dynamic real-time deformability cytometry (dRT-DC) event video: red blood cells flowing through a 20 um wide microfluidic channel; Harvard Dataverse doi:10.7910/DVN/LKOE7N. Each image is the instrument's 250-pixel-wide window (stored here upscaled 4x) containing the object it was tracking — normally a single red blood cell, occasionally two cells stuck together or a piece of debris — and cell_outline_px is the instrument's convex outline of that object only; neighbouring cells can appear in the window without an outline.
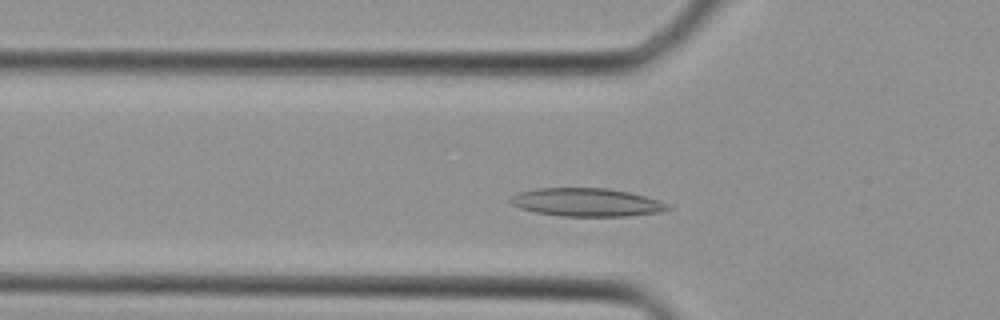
{"species": "Egyptian fruit bat (a non-hibernating species)", "species_latin": "Rousettus aegyptiacus", "temperature_condition": "cold", "stored_images_in_passage": 30, "camera_frame_rate_fps": 3000, "um_per_image_px": 0.085, "animal": {"sex": "female"}, "frame": {"image": 1, "passage_image": 4, "time_ms": 1.0, "image_size_px": [1000, 320], "cell_outline_px": [[672, 208], [660, 212], [628, 216], [560, 216], [536, 212], [520, 208], [512, 204], [508, 200], [512, 196], [520, 192], [536, 188], [608, 188], [632, 192], [668, 204]], "centroid_in_image_um": [49.86, 17.19], "position_along_channel_um": 75.9, "area_um2": 25.84}}
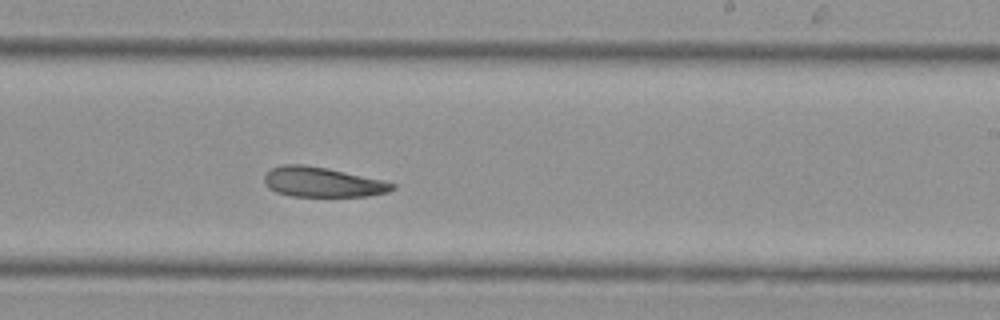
{"frame": {"image": 2, "passage_image": 15, "time_ms": 4.667, "image_size_px": [1000, 320], "cell_outline_px": [[396, 188], [388, 192], [368, 196], [288, 196], [276, 192], [268, 188], [264, 180], [264, 176], [272, 168], [284, 164], [304, 164], [328, 168], [380, 180], [396, 184]], "centroid_in_image_um": [27.38, 15.48], "position_along_channel_um": 261.6, "area_um2": 22.2}}
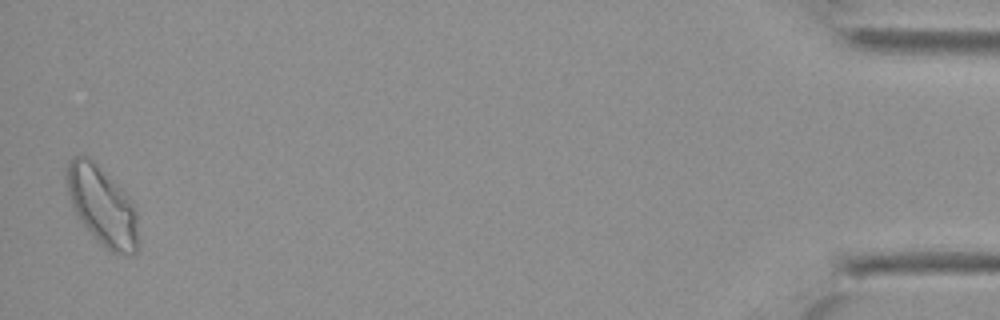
{"frame": {"image": 3, "passage_image": 30, "time_ms": 9.667, "image_size_px": [1000, 320], "cell_outline_px": [[140, 244], [136, 252], [132, 256], [128, 256], [112, 252], [100, 244], [96, 240], [76, 216], [68, 192], [64, 176], [64, 172], [68, 160], [72, 156], [88, 156], [132, 200], [136, 208]], "centroid_in_image_um": [8.7, 17.54], "position_along_channel_um": 426.5, "area_um2": 33.41}}